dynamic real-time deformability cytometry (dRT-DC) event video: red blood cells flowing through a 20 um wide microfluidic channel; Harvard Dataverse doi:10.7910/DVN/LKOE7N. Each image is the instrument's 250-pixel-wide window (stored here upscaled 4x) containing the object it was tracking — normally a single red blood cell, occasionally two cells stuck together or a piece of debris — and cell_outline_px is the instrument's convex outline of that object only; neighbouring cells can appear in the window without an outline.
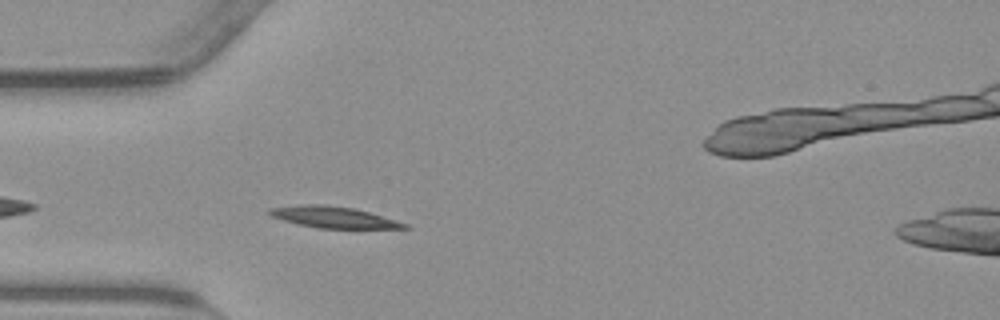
{"species": "common noctule bat (a hibernating species)", "species_latin": "Nyctalus noctula", "temperature_condition": "warm", "stored_images_in_passage": 43, "camera_frame_rate_fps": 3000, "um_per_image_px": 0.085, "animal": {"sex": "male", "body_mass_g": 23.1, "forearm_length_mm": 52.7}, "frame": {"image": 1, "passage_image": 4, "time_ms": 1.0, "image_size_px": [1000, 320], "cell_outline_px": [[412, 228], [316, 228], [284, 220], [272, 216], [268, 212], [268, 208], [304, 204], [316, 204], [352, 208], [368, 212], [412, 224]], "centroid_in_image_um": [28.41, 18.47], "position_along_channel_um": 56.6, "area_um2": 16.59}}
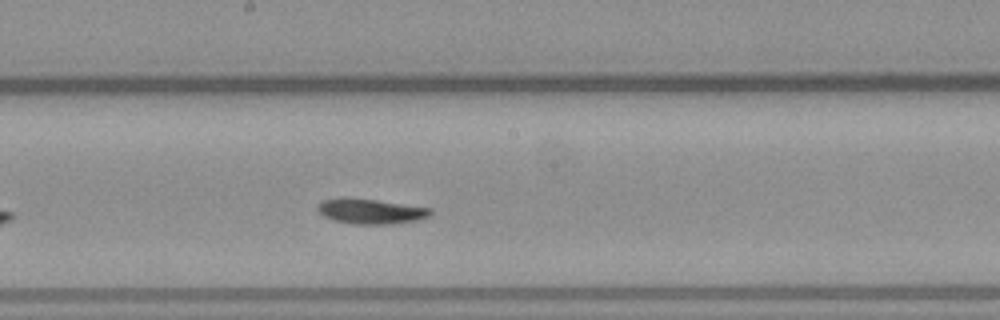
{"frame": {"image": 2, "passage_image": 17, "time_ms": 5.333, "image_size_px": [1000, 320], "cell_outline_px": [[432, 212], [428, 216], [416, 220], [392, 224], [352, 224], [332, 220], [324, 216], [316, 208], [324, 200], [376, 200], [432, 208]], "centroid_in_image_um": [31.57, 18.0], "position_along_channel_um": 216.6, "area_um2": 15.78}}
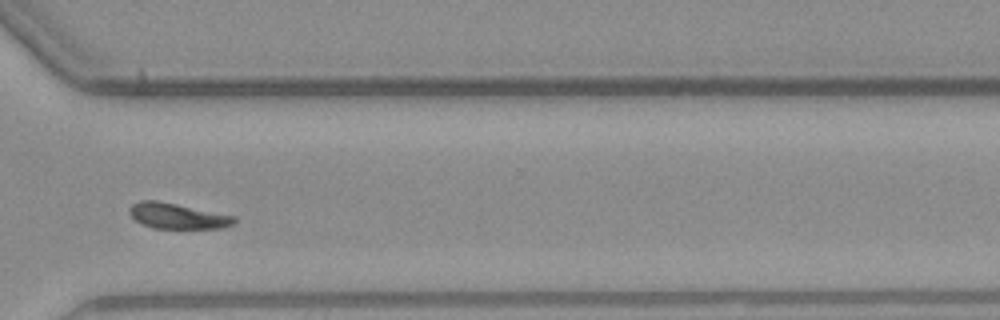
{"frame": {"image": 3, "passage_image": 28, "time_ms": 9.0, "image_size_px": [1000, 320], "cell_outline_px": [[236, 220], [232, 224], [224, 228], [152, 228], [140, 224], [128, 212], [128, 208], [132, 204], [140, 200], [156, 200], [236, 216]], "centroid_in_image_um": [15.05, 18.36], "position_along_channel_um": 355.6, "area_um2": 15.61}, "authors_computed_cell_mechanics": {"area_um2": 15.7794, "velocity_mm_per_s": 3.7996, "shape_relaxation_time_tau1_ms": 4.8682, "shape_relaxation_time_tau2_ms": null, "deformation_change_tau1": 0.1615, "deformation_change_tau2": null}}